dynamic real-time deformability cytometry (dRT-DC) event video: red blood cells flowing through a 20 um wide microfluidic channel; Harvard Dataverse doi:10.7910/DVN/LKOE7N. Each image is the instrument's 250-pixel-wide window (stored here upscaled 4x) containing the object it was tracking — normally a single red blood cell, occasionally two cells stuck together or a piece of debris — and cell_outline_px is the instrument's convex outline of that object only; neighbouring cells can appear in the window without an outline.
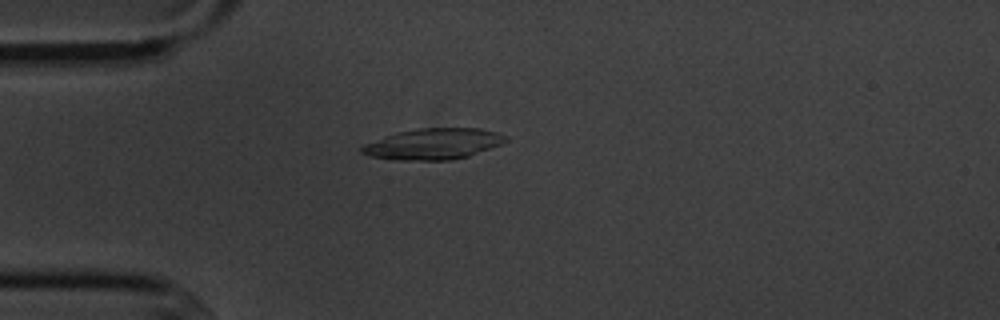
{"species": "common noctule bat (a hibernating species)", "species_latin": "Nyctalus noctula", "temperature_condition": "cold", "stored_images_in_passage": 4, "camera_frame_rate_fps": 3000, "um_per_image_px": 0.085, "animal": {"sex": "male", "body_mass_g": 20.1, "forearm_length_mm": 53.5}, "frame": {"image": 1, "passage_image": 4, "time_ms": 3.333, "image_size_px": [1000, 320], "cell_outline_px": [[508, 140], [500, 144], [468, 156], [452, 160], [396, 160], [372, 156], [360, 152], [360, 148], [364, 144], [396, 132], [416, 128], [480, 128], [496, 132], [508, 136]], "centroid_in_image_um": [36.83, 12.23], "position_along_channel_um": 48.2, "area_um2": 25.89}}